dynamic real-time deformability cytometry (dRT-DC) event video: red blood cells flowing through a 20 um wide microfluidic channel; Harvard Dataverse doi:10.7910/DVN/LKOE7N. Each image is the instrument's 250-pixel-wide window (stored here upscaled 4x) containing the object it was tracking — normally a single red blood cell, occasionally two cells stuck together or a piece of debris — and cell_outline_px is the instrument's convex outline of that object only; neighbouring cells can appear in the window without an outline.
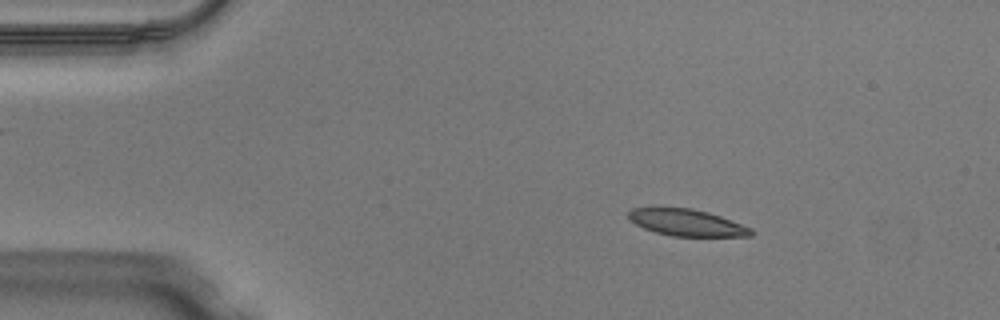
{"species": "Egyptian fruit bat (a non-hibernating species)", "species_latin": "Rousettus aegyptiacus", "temperature_condition": "warm", "stored_images_in_passage": 48, "camera_frame_rate_fps": 3000, "um_per_image_px": 0.085, "animal": {"sex": "male"}, "frame": {"image": 1, "passage_image": 7, "time_ms": 2.0, "image_size_px": [1000, 320], "cell_outline_px": [[752, 236], [672, 236], [656, 232], [644, 228], [628, 220], [628, 212], [632, 208], [692, 208], [708, 212], [720, 216], [752, 228]], "centroid_in_image_um": [58.36, 18.92], "position_along_channel_um": 26.6, "area_um2": 18.9}}
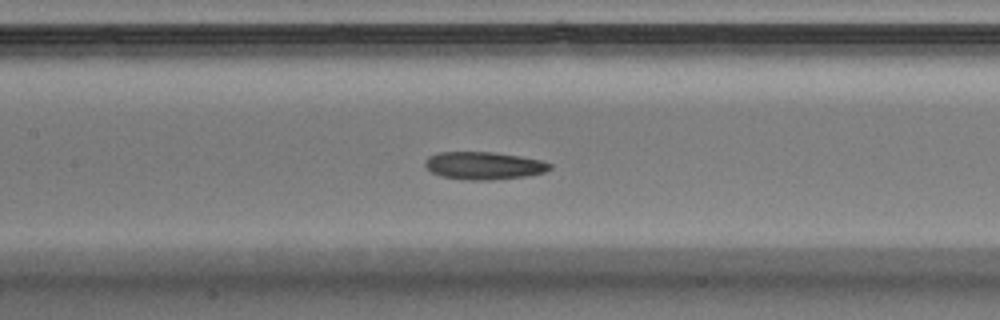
{"frame": {"image": 2, "passage_image": 22, "time_ms": 7.0, "image_size_px": [1000, 320], "cell_outline_px": [[552, 168], [544, 172], [528, 176], [492, 180], [468, 180], [440, 176], [432, 172], [424, 164], [428, 156], [440, 152], [492, 152], [520, 156], [540, 160], [552, 164]], "centroid_in_image_um": [41.14, 14.08], "position_along_channel_um": 166.3, "area_um2": 20.11}}
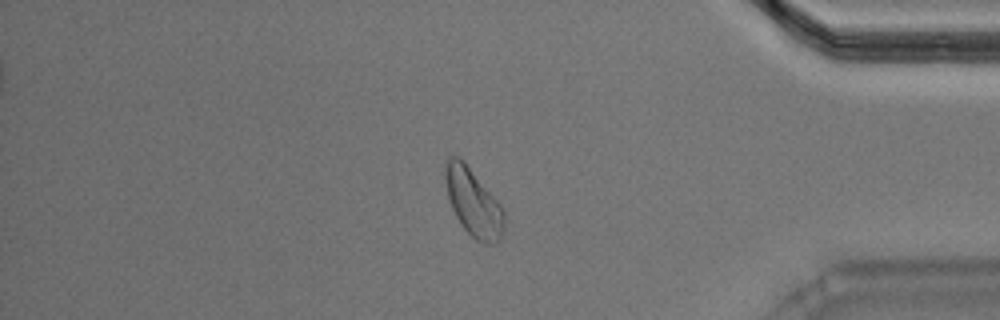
{"frame": {"image": 3, "passage_image": 41, "time_ms": 13.333, "image_size_px": [1000, 320], "cell_outline_px": [[504, 228], [496, 244], [484, 244], [476, 240], [464, 228], [456, 216], [452, 208], [448, 196], [444, 172], [444, 164], [448, 156], [456, 156], [464, 160], [504, 208]], "centroid_in_image_um": [40.23, 17.18], "position_along_channel_um": 395.0, "area_um2": 23.24}, "authors_computed_cell_mechanics": {"area_um2": 20.23, "velocity_mm_per_s": 4.0594, "shape_relaxation_time_tau1_ms": 7.4387, "shape_relaxation_time_tau2_ms": 6.5351, "deformation_change_tau1": 0.174, "deformation_change_tau2": 0.1374}}